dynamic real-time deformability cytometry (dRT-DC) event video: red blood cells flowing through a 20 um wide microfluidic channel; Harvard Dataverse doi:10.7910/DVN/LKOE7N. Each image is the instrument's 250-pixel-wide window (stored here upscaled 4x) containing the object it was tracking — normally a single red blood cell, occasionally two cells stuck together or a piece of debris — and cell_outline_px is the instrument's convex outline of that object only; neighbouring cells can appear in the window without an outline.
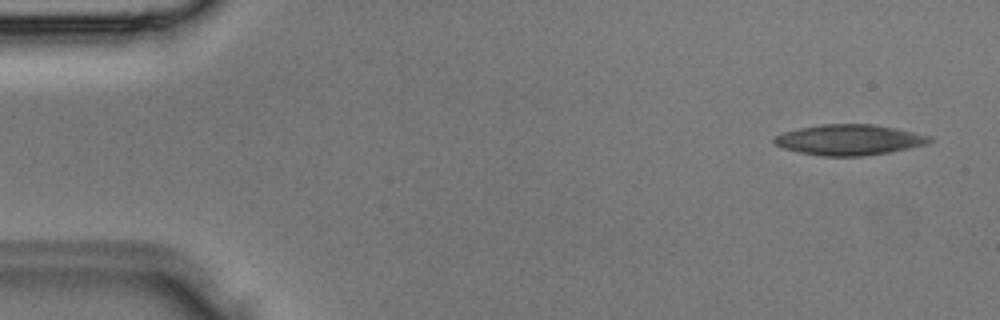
{"species": "Egyptian fruit bat (a non-hibernating species)", "species_latin": "Rousettus aegyptiacus", "temperature_condition": "room temperature", "stored_images_in_passage": 35, "camera_frame_rate_fps": 3000, "um_per_image_px": 0.085, "animal": {"sex": "male"}, "frame": {"image": 1, "passage_image": 2, "time_ms": 0.333, "image_size_px": [1000, 320], "cell_outline_px": [[932, 140], [928, 144], [888, 152], [860, 156], [824, 156], [800, 152], [784, 148], [776, 144], [772, 140], [776, 136], [784, 132], [800, 128], [820, 124], [872, 124], [896, 128], [932, 136]], "centroid_in_image_um": [72.21, 11.88], "position_along_channel_um": 12.8, "area_um2": 27.46}}
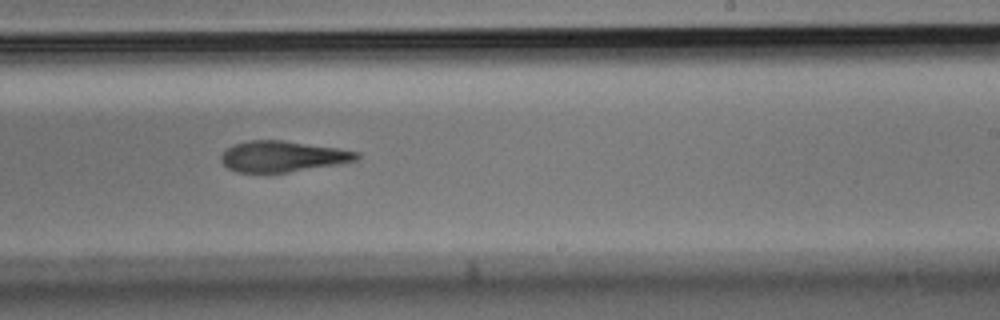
{"frame": {"image": 2, "passage_image": 21, "time_ms": 6.667, "image_size_px": [1000, 320], "cell_outline_px": [[360, 156], [356, 160], [336, 164], [288, 172], [236, 172], [228, 168], [220, 160], [220, 156], [232, 144], [248, 140], [280, 140], [336, 148], [360, 152]], "centroid_in_image_um": [23.98, 13.29], "position_along_channel_um": 265.0, "area_um2": 24.1}}
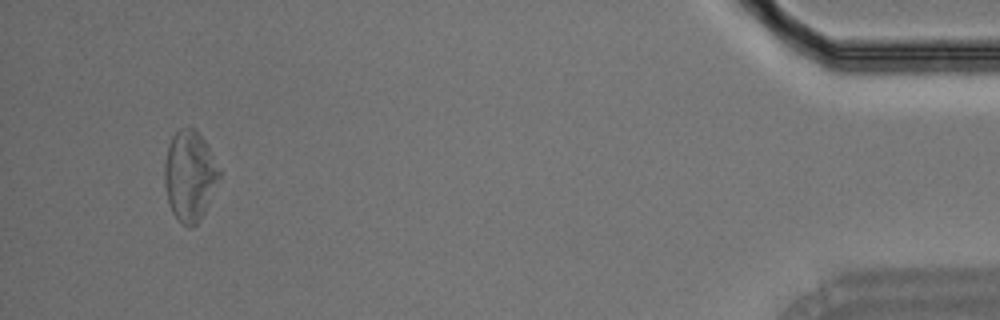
{"frame": {"image": 3, "passage_image": 33, "time_ms": 10.667, "image_size_px": [1000, 320], "cell_outline_px": [[220, 176], [204, 212], [200, 220], [196, 224], [188, 228], [172, 212], [168, 200], [164, 184], [164, 164], [168, 144], [172, 136], [180, 128], [196, 128], [208, 144], [220, 172]], "centroid_in_image_um": [16.11, 14.9], "position_along_channel_um": 419.1, "area_um2": 28.67}}